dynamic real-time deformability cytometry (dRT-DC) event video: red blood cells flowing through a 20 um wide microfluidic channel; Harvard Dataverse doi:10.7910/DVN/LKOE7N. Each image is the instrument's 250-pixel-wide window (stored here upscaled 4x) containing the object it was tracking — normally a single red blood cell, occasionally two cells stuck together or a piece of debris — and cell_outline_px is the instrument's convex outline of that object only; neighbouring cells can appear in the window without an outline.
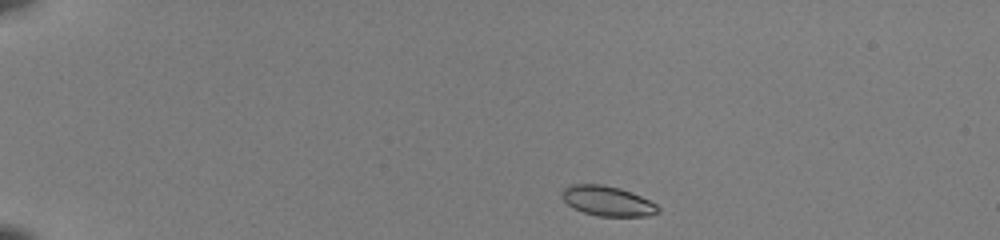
{"species": "common noctule bat (a hibernating species)", "species_latin": "Nyctalus noctula", "temperature_condition": "room temperature", "stored_images_in_passage": 41, "camera_frame_rate_fps": 3000, "um_per_image_px": 0.085, "animal": {"sex": "female", "body_mass_g": 22.0, "forearm_length_mm": 56.7}, "frame": {"image": 1, "passage_image": 1, "time_ms": 0.0, "image_size_px": [1000, 240], "cell_outline_px": [[660, 212], [648, 216], [596, 216], [584, 212], [568, 204], [560, 196], [560, 192], [568, 184], [604, 184], [620, 188], [632, 192], [656, 204], [660, 208]], "centroid_in_image_um": [51.62, 17.07], "position_along_channel_um": 33.4, "area_um2": 16.88}}
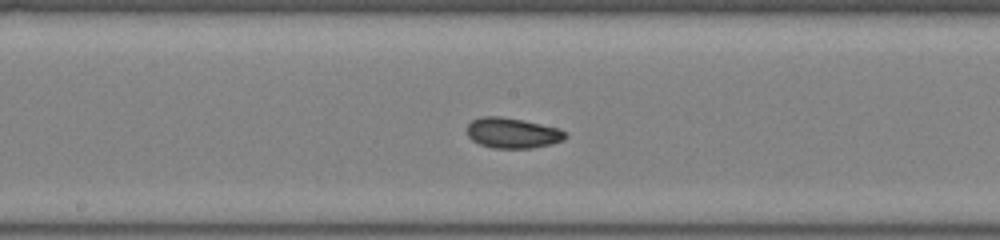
{"frame": {"image": 2, "passage_image": 20, "time_ms": 6.333, "image_size_px": [1000, 240], "cell_outline_px": [[568, 136], [564, 140], [552, 144], [532, 148], [492, 148], [480, 144], [472, 140], [468, 136], [468, 124], [472, 120], [480, 116], [500, 116], [524, 120], [560, 128], [568, 132]], "centroid_in_image_um": [43.61, 11.3], "position_along_channel_um": 204.6, "area_um2": 17.69}}
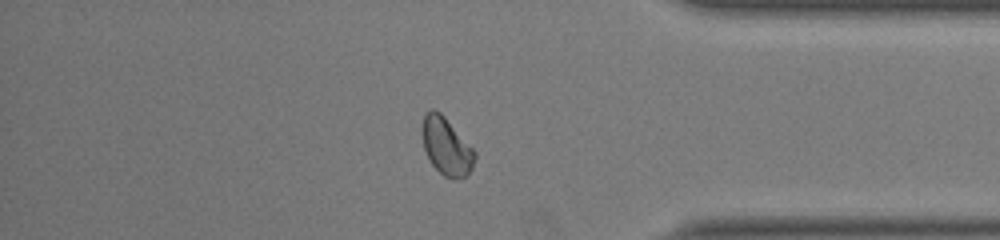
{"frame": {"image": 3, "passage_image": 35, "time_ms": 11.333, "image_size_px": [1000, 240], "cell_outline_px": [[476, 156], [472, 168], [468, 176], [456, 180], [452, 180], [444, 176], [432, 164], [424, 148], [420, 132], [420, 128], [424, 112], [432, 108], [440, 112], [444, 116], [476, 152]], "centroid_in_image_um": [37.92, 12.44], "position_along_channel_um": 397.3, "area_um2": 17.92}, "authors_computed_cell_mechanics": {"area_um2": 17.34, "velocity_mm_per_s": 4.0748, "shape_relaxation_time_tau1_ms": 6.2294, "shape_relaxation_time_tau2_ms": 1.1035, "deformation_change_tau1": 0.1161, "deformation_change_tau2": 0.0411}}